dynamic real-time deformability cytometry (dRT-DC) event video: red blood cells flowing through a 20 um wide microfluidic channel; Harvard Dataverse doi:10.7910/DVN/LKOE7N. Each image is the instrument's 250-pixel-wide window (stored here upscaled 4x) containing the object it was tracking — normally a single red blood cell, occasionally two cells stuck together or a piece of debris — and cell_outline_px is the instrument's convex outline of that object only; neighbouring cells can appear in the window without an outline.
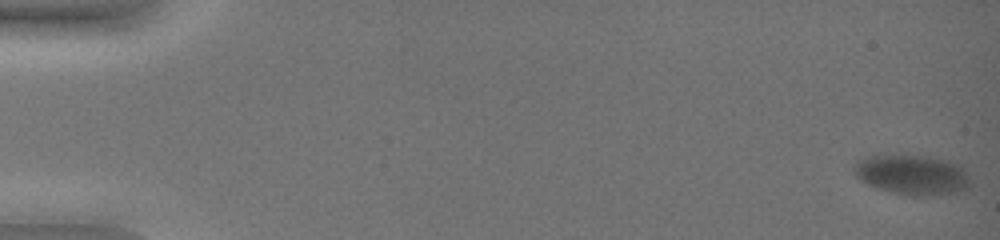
{"species": "common noctule bat (a hibernating species)", "species_latin": "Nyctalus noctula", "temperature_condition": "warm", "stored_images_in_passage": 63, "camera_frame_rate_fps": 3000, "um_per_image_px": 0.085, "animal": {"sex": "female", "body_mass_g": 19.0, "forearm_length_mm": 51.5}, "frame": {"image": 1, "passage_image": 1, "time_ms": 0.0, "image_size_px": [1000, 240], "cell_outline_px": [[968, 188], [956, 192], [920, 196], [912, 196], [880, 188], [868, 184], [860, 180], [856, 176], [856, 160], [868, 156], [928, 156], [948, 160], [960, 164], [964, 168], [968, 176]], "centroid_in_image_um": [77.57, 14.84], "position_along_channel_um": 7.4, "area_um2": 26.47}}
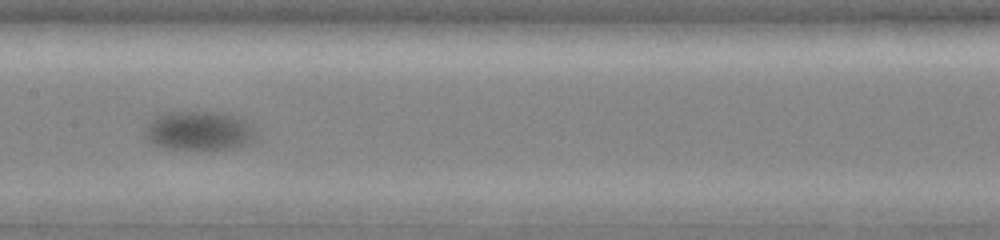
{"frame": {"image": 2, "passage_image": 36, "time_ms": 11.667, "image_size_px": [1000, 240], "cell_outline_px": [[252, 136], [248, 144], [232, 148], [164, 148], [152, 144], [144, 136], [144, 132], [148, 120], [152, 116], [164, 112], [220, 112], [236, 116], [244, 120], [252, 128]], "centroid_in_image_um": [16.79, 11.09], "position_along_channel_um": 190.6, "area_um2": 24.97}}
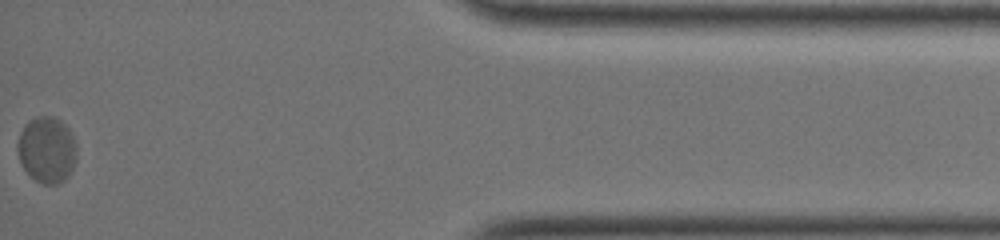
{"frame": {"image": 3, "passage_image": 63, "time_ms": 20.667, "image_size_px": [1000, 240], "cell_outline_px": [[76, 160], [68, 176], [64, 180], [56, 184], [44, 184], [36, 180], [24, 168], [20, 160], [16, 148], [16, 144], [20, 132], [24, 124], [28, 120], [36, 116], [56, 116], [68, 128], [76, 144]], "centroid_in_image_um": [3.97, 12.69], "position_along_channel_um": 431.2, "area_um2": 22.89}}